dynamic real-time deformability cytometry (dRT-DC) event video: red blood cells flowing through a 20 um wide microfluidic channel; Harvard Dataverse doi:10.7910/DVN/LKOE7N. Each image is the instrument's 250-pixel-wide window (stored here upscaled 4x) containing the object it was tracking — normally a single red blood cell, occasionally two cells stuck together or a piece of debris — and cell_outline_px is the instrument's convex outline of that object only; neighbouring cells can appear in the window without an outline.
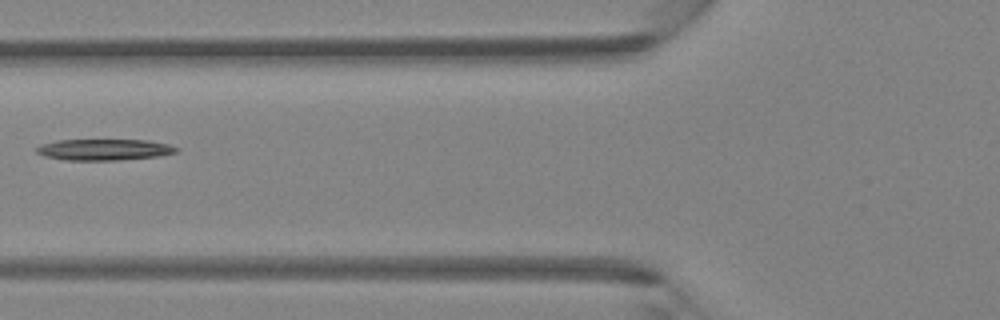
{"species": "Egyptian fruit bat (a non-hibernating species)", "species_latin": "Rousettus aegyptiacus", "temperature_condition": "room temperature", "stored_images_in_passage": 5, "camera_frame_rate_fps": 3000, "um_per_image_px": 0.085, "animal": {"sex": "female"}, "frame": {"image": 1, "passage_image": 5, "time_ms": 1.333, "image_size_px": [1000, 320], "cell_outline_px": [[180, 148], [176, 152], [160, 156], [116, 160], [64, 160], [44, 156], [36, 152], [36, 148], [44, 144], [56, 140], [148, 140], [168, 144]], "centroid_in_image_um": [8.87, 12.72], "position_along_channel_um": 116.9, "area_um2": 17.22}}